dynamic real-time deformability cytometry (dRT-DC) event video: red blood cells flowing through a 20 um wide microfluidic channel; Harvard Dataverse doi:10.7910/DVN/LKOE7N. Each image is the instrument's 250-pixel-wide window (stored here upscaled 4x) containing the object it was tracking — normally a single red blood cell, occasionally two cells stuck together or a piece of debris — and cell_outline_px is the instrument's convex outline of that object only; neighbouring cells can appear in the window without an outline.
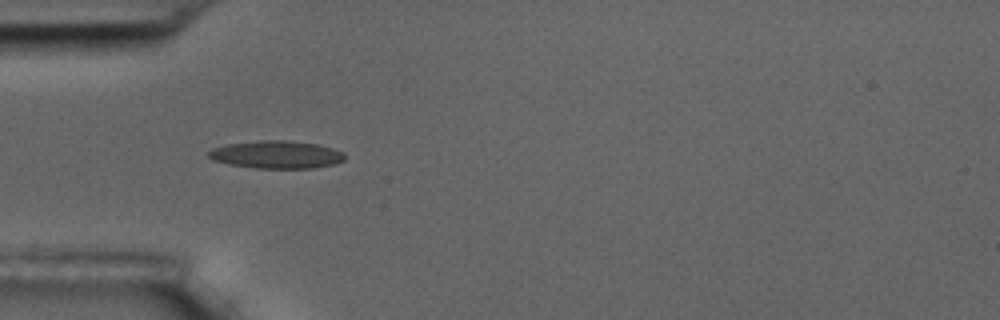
{"species": "common noctule bat (a hibernating species)", "species_latin": "Nyctalus noctula", "temperature_condition": "room temperature", "stored_images_in_passage": 6, "camera_frame_rate_fps": 3000, "um_per_image_px": 0.085, "animal": {"sex": "male", "body_mass_g": 17.5, "forearm_length_mm": 52.3}, "frame": {"image": 1, "passage_image": 5, "time_ms": 4.667, "image_size_px": [1000, 320], "cell_outline_px": [[344, 160], [336, 164], [312, 168], [256, 168], [228, 164], [212, 160], [208, 156], [208, 152], [212, 148], [228, 144], [260, 140], [288, 140], [316, 144], [332, 148], [344, 152]], "centroid_in_image_um": [23.5, 13.14], "position_along_channel_um": 61.5, "area_um2": 22.02}}